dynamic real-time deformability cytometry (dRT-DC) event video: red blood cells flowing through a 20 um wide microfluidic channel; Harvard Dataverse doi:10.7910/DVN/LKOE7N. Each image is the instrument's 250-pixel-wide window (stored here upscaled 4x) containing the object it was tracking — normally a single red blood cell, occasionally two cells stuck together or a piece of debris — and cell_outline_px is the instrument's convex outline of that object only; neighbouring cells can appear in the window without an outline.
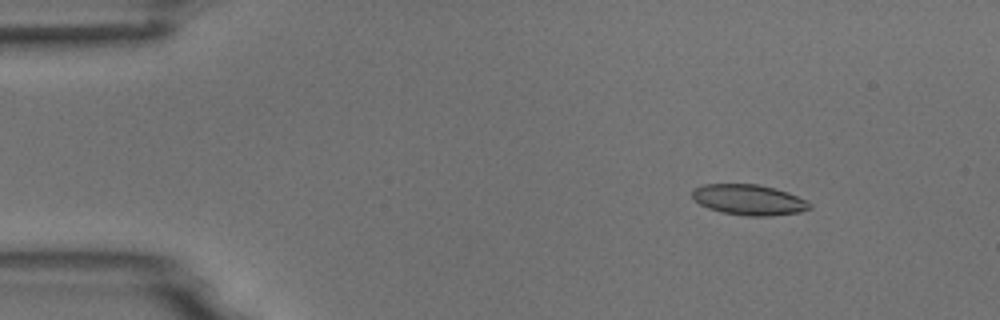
{"species": "common noctule bat (a hibernating species)", "species_latin": "Nyctalus noctula", "temperature_condition": "room temperature", "stored_images_in_passage": 7, "camera_frame_rate_fps": 3000, "um_per_image_px": 0.085, "animal": {"sex": "male", "body_mass_g": 18.8}, "frame": {"image": 1, "passage_image": 2, "time_ms": 1.333, "image_size_px": [1000, 320], "cell_outline_px": [[812, 208], [800, 212], [772, 216], [744, 216], [724, 212], [708, 208], [692, 200], [692, 192], [696, 188], [704, 184], [756, 184], [776, 188], [788, 192], [812, 204]], "centroid_in_image_um": [63.66, 16.98], "position_along_channel_um": 21.3, "area_um2": 20.92}}
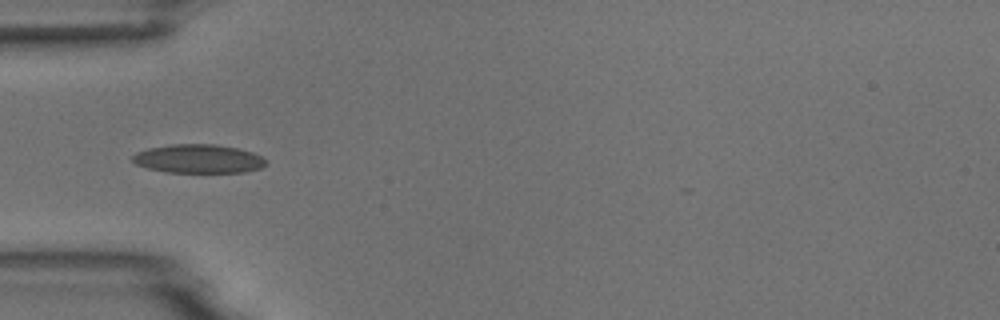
{"frame": {"image": 2, "passage_image": 5, "time_ms": 4.667, "image_size_px": [1000, 320], "cell_outline_px": [[268, 164], [260, 168], [244, 172], [168, 172], [148, 168], [136, 164], [132, 160], [132, 156], [136, 152], [148, 148], [172, 144], [216, 144], [236, 148], [252, 152], [268, 160]], "centroid_in_image_um": [16.88, 13.49], "position_along_channel_um": 68.1, "area_um2": 22.31}}